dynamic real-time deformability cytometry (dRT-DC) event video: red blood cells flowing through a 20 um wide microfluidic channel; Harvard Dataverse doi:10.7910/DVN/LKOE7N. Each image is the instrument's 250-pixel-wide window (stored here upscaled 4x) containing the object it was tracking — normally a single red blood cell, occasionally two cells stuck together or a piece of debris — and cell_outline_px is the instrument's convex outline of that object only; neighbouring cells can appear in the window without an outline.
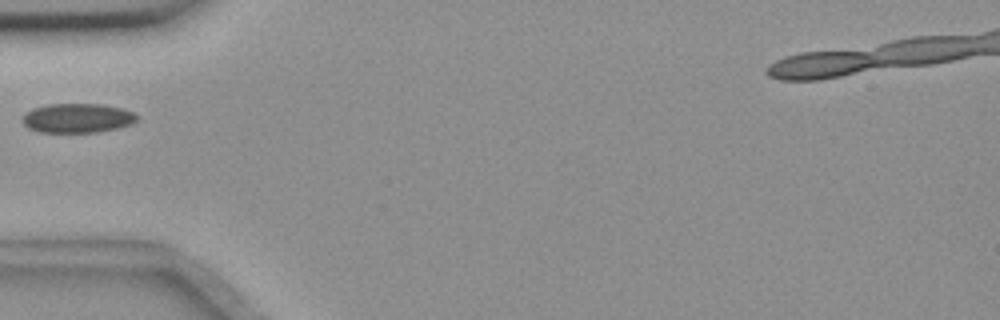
{"species": "common noctule bat (a hibernating species)", "species_latin": "Nyctalus noctula", "temperature_condition": "room temperature", "stored_images_in_passage": 1, "camera_frame_rate_fps": 3000, "um_per_image_px": 0.085, "animal": {"sex": "female", "body_mass_g": 18.4}, "frame": {"image": 1, "passage_image": 1, "time_ms": 0.0, "image_size_px": [1000, 320], "cell_outline_px": [[136, 120], [128, 124], [116, 128], [96, 132], [40, 132], [28, 128], [20, 120], [24, 112], [32, 108], [48, 104], [104, 104], [120, 108], [132, 112], [136, 116]], "centroid_in_image_um": [6.48, 10.03], "position_along_channel_um": 78.5, "area_um2": 19.48}}